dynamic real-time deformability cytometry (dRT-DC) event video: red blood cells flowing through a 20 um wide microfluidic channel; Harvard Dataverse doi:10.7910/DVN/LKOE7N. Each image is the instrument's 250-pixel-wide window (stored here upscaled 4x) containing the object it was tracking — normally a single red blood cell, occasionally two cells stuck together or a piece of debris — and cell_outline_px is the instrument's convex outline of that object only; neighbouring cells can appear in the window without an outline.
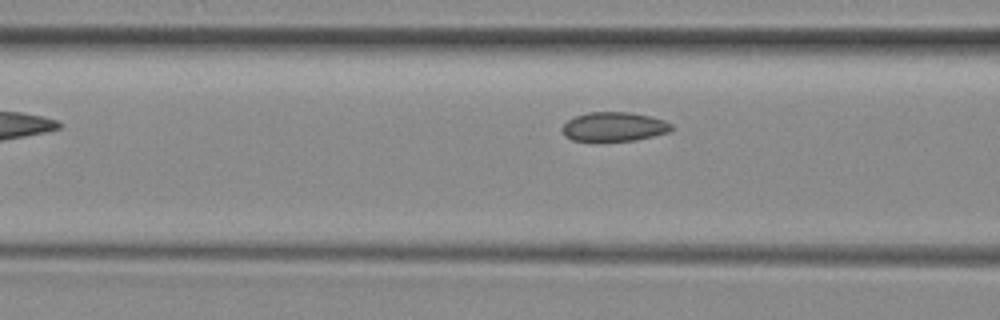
{"species": "common noctule bat (a hibernating species)", "species_latin": "Nyctalus noctula", "temperature_condition": "room temperature", "stored_images_in_passage": 6, "camera_frame_rate_fps": 3000, "um_per_image_px": 0.085, "animal": {"sex": "female", "body_mass_g": 29.2, "forearm_length_mm": 56.3}, "frame": {"image": 1, "passage_image": 6, "time_ms": 7.333, "image_size_px": [1000, 320], "cell_outline_px": [[672, 128], [668, 132], [636, 140], [572, 140], [564, 136], [560, 128], [568, 120], [576, 116], [588, 112], [632, 112], [664, 120], [672, 124]], "centroid_in_image_um": [52.16, 10.76], "position_along_channel_um": 114.4, "area_um2": 18.38}}